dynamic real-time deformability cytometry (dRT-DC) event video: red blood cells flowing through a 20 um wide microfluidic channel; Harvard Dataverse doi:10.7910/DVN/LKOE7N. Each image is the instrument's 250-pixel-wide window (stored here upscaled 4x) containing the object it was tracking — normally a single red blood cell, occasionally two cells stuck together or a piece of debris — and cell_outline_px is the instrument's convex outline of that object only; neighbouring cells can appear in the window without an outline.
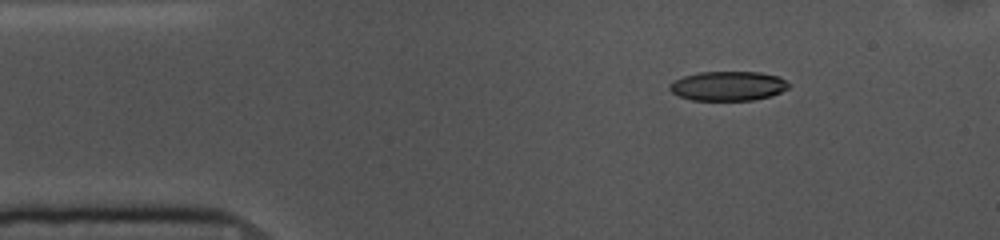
{"species": "common noctule bat (a hibernating species)", "species_latin": "Nyctalus noctula", "temperature_condition": "cold", "stored_images_in_passage": 47, "camera_frame_rate_fps": 3000, "um_per_image_px": 0.085, "animal": {"sex": "female", "body_mass_g": 10.0, "forearm_length_mm": 53.1}, "frame": {"image": 1, "passage_image": 1, "time_ms": 0.0, "image_size_px": [1000, 240], "cell_outline_px": [[788, 88], [772, 96], [752, 100], [692, 100], [680, 96], [672, 92], [668, 88], [668, 84], [684, 76], [700, 72], [760, 72], [776, 76], [784, 80], [788, 84]], "centroid_in_image_um": [61.86, 7.31], "position_along_channel_um": 23.1, "area_um2": 20.23}}
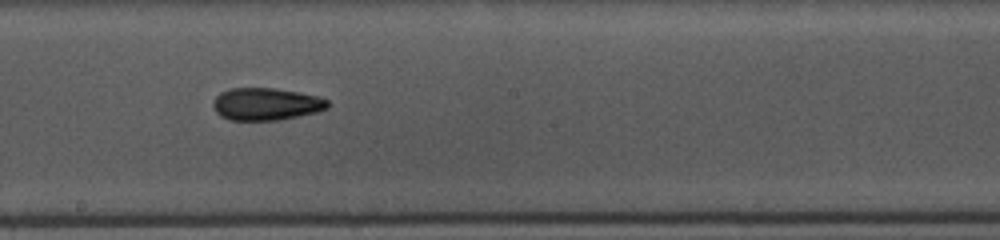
{"frame": {"image": 2, "passage_image": 22, "time_ms": 7.0, "image_size_px": [1000, 240], "cell_outline_px": [[328, 108], [316, 112], [276, 120], [228, 120], [220, 116], [216, 112], [212, 104], [216, 96], [220, 92], [232, 88], [272, 88], [300, 92], [320, 96], [328, 100]], "centroid_in_image_um": [22.6, 8.84], "position_along_channel_um": 225.6, "area_um2": 21.62}}
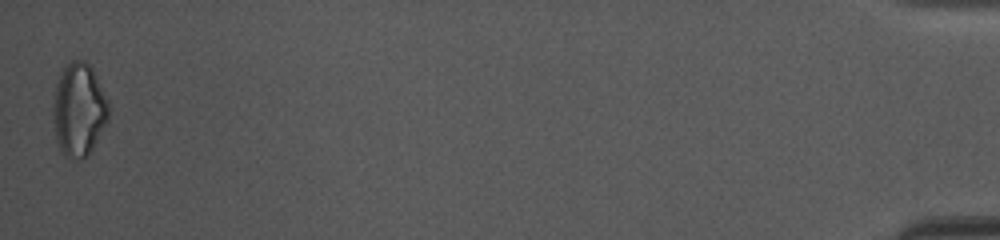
{"frame": {"image": 3, "passage_image": 47, "time_ms": 15.333, "image_size_px": [1000, 240], "cell_outline_px": [[108, 120], [88, 156], [84, 160], [68, 160], [60, 152], [56, 140], [52, 112], [52, 96], [56, 84], [68, 60], [84, 60], [92, 68], [108, 100]], "centroid_in_image_um": [6.67, 9.37], "position_along_channel_um": 428.5, "area_um2": 30.69}, "authors_computed_cell_mechanics": {"area_um2": 21.7328, "velocity_mm_per_s": 3.6488, "shape_relaxation_time_tau1_ms": 4.2793, "shape_relaxation_time_tau2_ms": 4.4184, "deformation_change_tau1": 0.1092, "deformation_change_tau2": 0.1127}}